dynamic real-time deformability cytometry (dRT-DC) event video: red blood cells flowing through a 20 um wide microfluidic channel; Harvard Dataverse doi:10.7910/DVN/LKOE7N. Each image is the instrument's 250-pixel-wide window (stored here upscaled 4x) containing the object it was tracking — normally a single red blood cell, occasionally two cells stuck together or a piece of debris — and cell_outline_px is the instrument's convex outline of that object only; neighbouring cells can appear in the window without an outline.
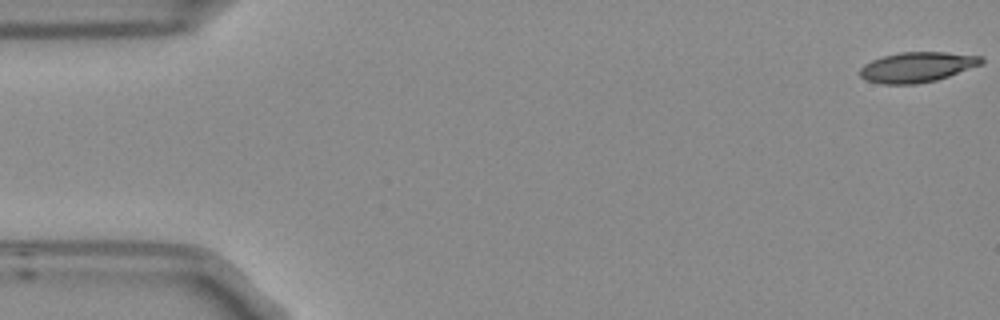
{"species": "Egyptian fruit bat (a non-hibernating species)", "species_latin": "Rousettus aegyptiacus", "temperature_condition": "room temperature", "stored_images_in_passage": 6, "camera_frame_rate_fps": 3000, "um_per_image_px": 0.085, "frame": {"image": 1, "passage_image": 1, "time_ms": 0.0, "image_size_px": [1000, 320], "cell_outline_px": [[984, 60], [980, 64], [948, 76], [936, 80], [916, 84], [884, 84], [864, 80], [860, 76], [860, 68], [864, 64], [872, 60], [884, 56], [900, 52], [944, 52], [984, 56]], "centroid_in_image_um": [77.93, 5.7], "position_along_channel_um": 7.1, "area_um2": 21.21}}
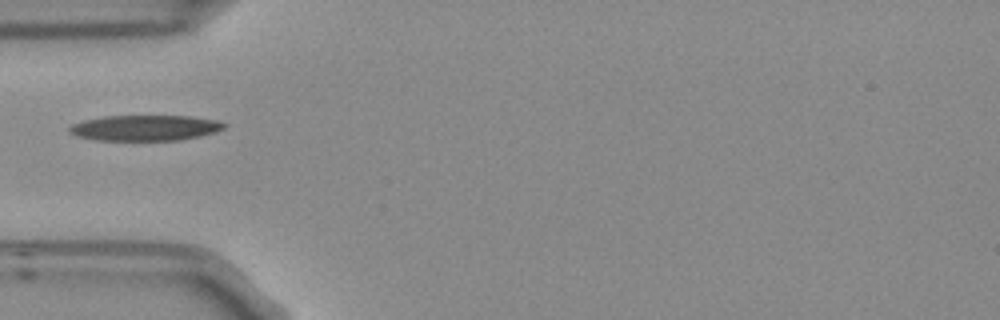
{"frame": {"image": 2, "passage_image": 5, "time_ms": 1.333, "image_size_px": [1000, 320], "cell_outline_px": [[228, 124], [224, 128], [216, 132], [200, 136], [180, 140], [96, 140], [76, 136], [68, 132], [68, 128], [72, 124], [84, 120], [104, 116], [188, 116], [220, 120]], "centroid_in_image_um": [12.35, 10.87], "position_along_channel_um": 72.6, "area_um2": 23.24}}